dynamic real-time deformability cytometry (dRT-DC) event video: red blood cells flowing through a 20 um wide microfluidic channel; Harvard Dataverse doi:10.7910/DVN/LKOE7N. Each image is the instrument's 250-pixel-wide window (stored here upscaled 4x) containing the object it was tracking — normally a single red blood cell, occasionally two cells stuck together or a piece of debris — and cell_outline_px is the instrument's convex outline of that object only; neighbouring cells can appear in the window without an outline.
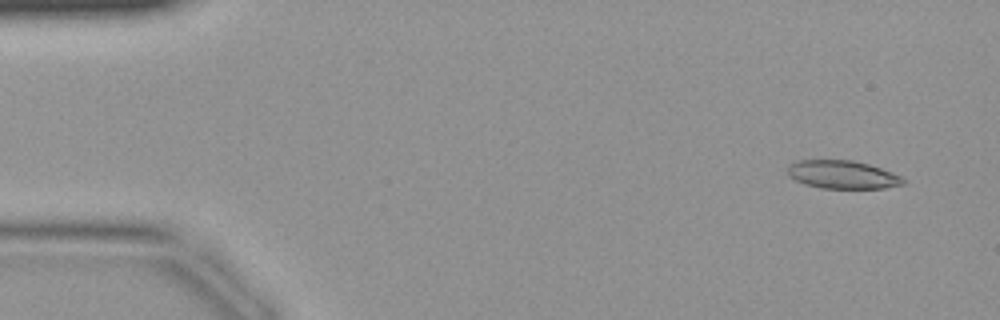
{"species": "common noctule bat (a hibernating species)", "species_latin": "Nyctalus noctula", "temperature_condition": "warm", "stored_images_in_passage": 42, "camera_frame_rate_fps": 3000, "um_per_image_px": 0.085, "animal": {"sex": "female", "body_mass_g": 19.9}, "frame": {"image": 1, "passage_image": 3, "time_ms": 0.667, "image_size_px": [1000, 320], "cell_outline_px": [[908, 180], [904, 184], [884, 188], [820, 188], [804, 184], [788, 176], [788, 164], [796, 160], [852, 160], [868, 164], [892, 172]], "centroid_in_image_um": [71.6, 14.84], "position_along_channel_um": 13.4, "area_um2": 19.07}}
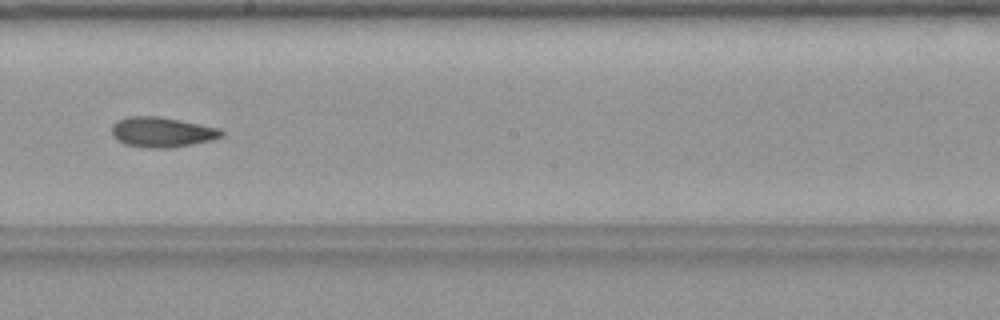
{"frame": {"image": 2, "passage_image": 24, "time_ms": 7.667, "image_size_px": [1000, 320], "cell_outline_px": [[224, 136], [212, 140], [192, 144], [168, 148], [152, 148], [124, 144], [116, 140], [112, 136], [112, 124], [116, 120], [128, 116], [156, 116], [180, 120], [220, 128], [224, 132]], "centroid_in_image_um": [13.75, 11.23], "position_along_channel_um": 234.4, "area_um2": 19.36}}
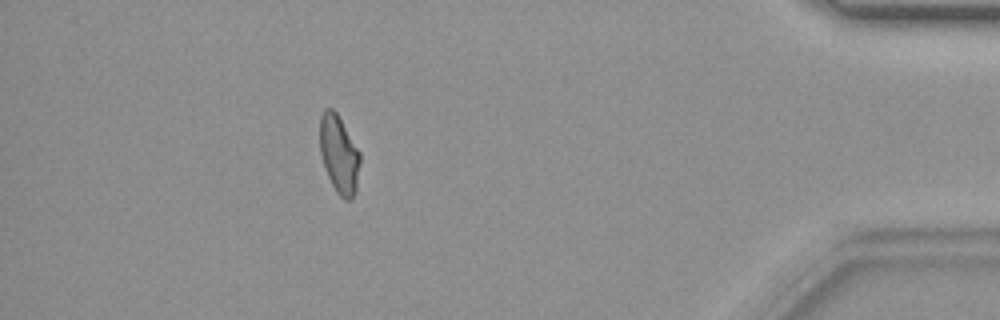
{"frame": {"image": 3, "passage_image": 38, "time_ms": 12.333, "image_size_px": [1000, 320], "cell_outline_px": [[360, 160], [356, 192], [352, 200], [344, 200], [336, 192], [324, 168], [320, 156], [320, 116], [324, 108], [332, 108], [336, 112], [360, 152]], "centroid_in_image_um": [28.81, 13.14], "position_along_channel_um": 406.4, "area_um2": 18.38}}